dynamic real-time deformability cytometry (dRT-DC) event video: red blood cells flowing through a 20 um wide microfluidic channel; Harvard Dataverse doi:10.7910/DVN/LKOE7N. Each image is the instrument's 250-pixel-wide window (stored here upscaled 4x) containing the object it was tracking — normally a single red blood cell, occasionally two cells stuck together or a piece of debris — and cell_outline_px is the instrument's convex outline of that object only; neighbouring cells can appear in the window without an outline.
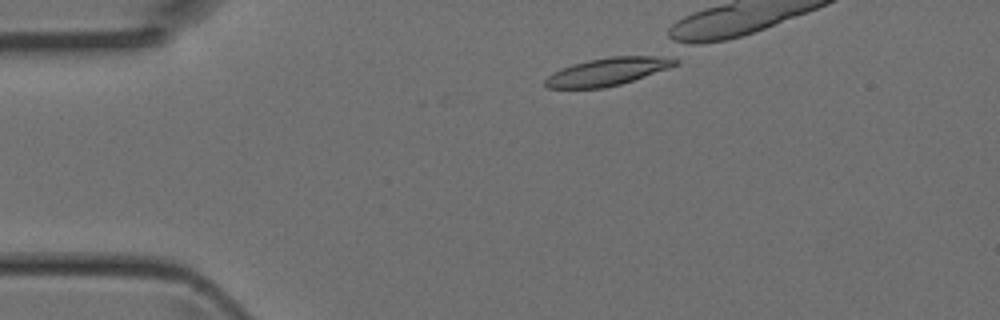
{"species": "Egyptian fruit bat (a non-hibernating species)", "species_latin": "Rousettus aegyptiacus", "temperature_condition": "room temperature", "stored_images_in_passage": 4, "camera_frame_rate_fps": 3000, "um_per_image_px": 0.085, "animal": {"sex": "female"}, "frame": {"image": 1, "passage_image": 2, "time_ms": 0.333, "image_size_px": [1000, 320], "cell_outline_px": [[680, 64], [620, 84], [604, 88], [548, 88], [544, 84], [544, 80], [552, 72], [560, 68], [572, 64], [588, 60], [612, 56], [672, 56], [680, 60]], "centroid_in_image_um": [51.66, 6.07], "position_along_channel_um": 33.3, "area_um2": 21.1}}